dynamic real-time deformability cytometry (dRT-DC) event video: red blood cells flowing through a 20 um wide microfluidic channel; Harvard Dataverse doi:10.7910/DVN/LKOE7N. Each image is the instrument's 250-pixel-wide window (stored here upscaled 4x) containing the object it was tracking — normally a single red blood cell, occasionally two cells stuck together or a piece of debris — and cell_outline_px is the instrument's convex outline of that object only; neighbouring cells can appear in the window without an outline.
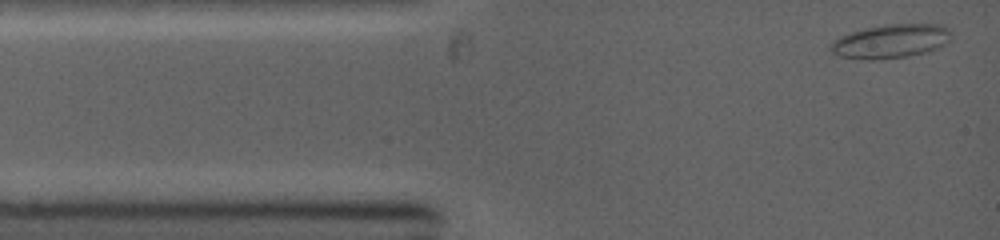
{"species": "common noctule bat (a hibernating species)", "species_latin": "Nyctalus noctula", "temperature_condition": "warm", "stored_images_in_passage": 3, "camera_frame_rate_fps": 5000, "um_per_image_px": 0.085, "animal": {"sex": "female", "body_mass_g": 19.0, "forearm_length_mm": 53.3}, "frame": {"image": 1, "passage_image": 1, "time_ms": 0.0, "image_size_px": [1000, 240], "cell_outline_px": [[948, 40], [944, 44], [928, 52], [908, 56], [880, 60], [864, 60], [840, 56], [832, 52], [828, 48], [840, 36], [852, 32], [868, 28], [888, 24], [944, 24], [948, 28]], "centroid_in_image_um": [75.7, 3.52], "position_along_channel_um": 9.3, "area_um2": 23.58}}